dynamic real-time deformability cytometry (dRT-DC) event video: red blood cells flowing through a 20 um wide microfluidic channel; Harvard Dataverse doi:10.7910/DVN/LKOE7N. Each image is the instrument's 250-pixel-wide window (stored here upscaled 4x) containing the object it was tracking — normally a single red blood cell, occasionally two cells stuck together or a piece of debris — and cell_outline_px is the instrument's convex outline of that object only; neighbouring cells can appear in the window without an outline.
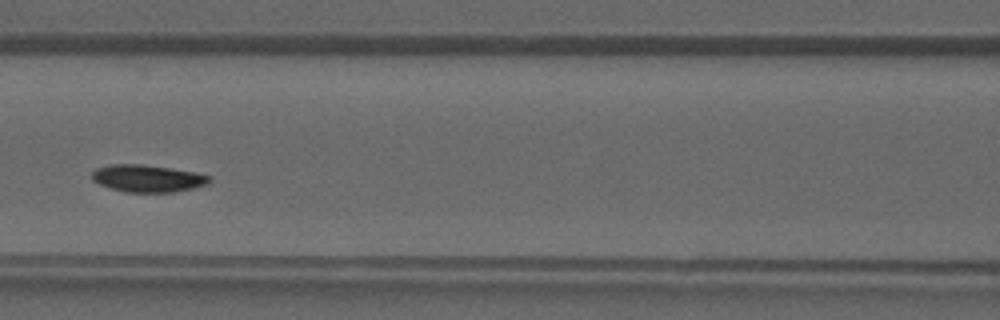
{"species": "common noctule bat (a hibernating species)", "species_latin": "Nyctalus noctula", "temperature_condition": "warm", "stored_images_in_passage": 34, "camera_frame_rate_fps": 3000, "um_per_image_px": 0.085, "animal": {"sex": "male", "forearm_length_mm": 52.5}, "frame": {"image": 1, "passage_image": 11, "time_ms": 3.333, "image_size_px": [1000, 320], "cell_outline_px": [[212, 180], [208, 184], [192, 188], [172, 192], [124, 192], [100, 184], [92, 180], [92, 172], [96, 168], [112, 164], [140, 164], [168, 168], [192, 172], [212, 176]], "centroid_in_image_um": [12.54, 15.16], "position_along_channel_um": 154.1, "area_um2": 18.44}}
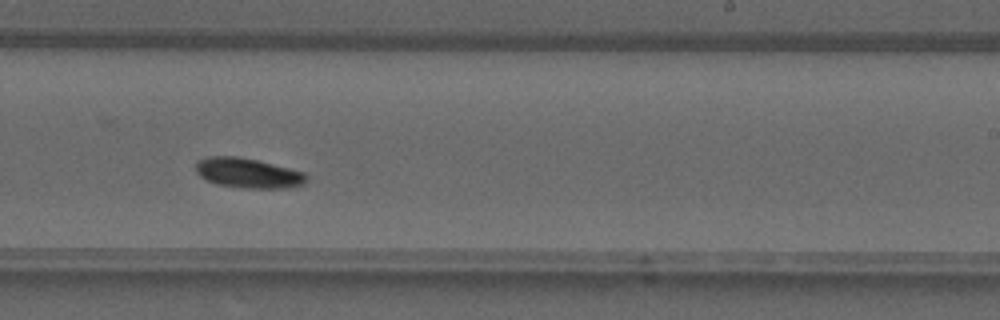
{"frame": {"image": 2, "passage_image": 18, "time_ms": 5.667, "image_size_px": [1000, 320], "cell_outline_px": [[308, 180], [304, 184], [292, 188], [244, 188], [216, 184], [204, 180], [196, 172], [196, 160], [208, 156], [240, 156], [304, 172], [308, 176]], "centroid_in_image_um": [21.07, 14.71], "position_along_channel_um": 267.9, "area_um2": 19.54}}
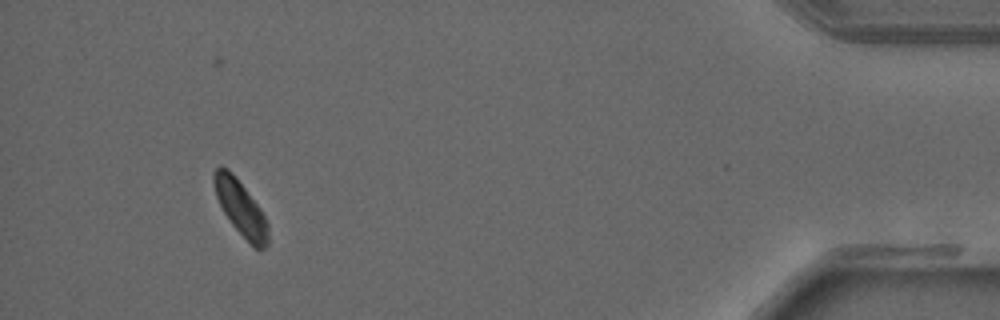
{"frame": {"image": 3, "passage_image": 31, "time_ms": 10.0, "image_size_px": [1000, 320], "cell_outline_px": [[268, 244], [264, 248], [256, 248], [232, 224], [224, 212], [216, 196], [212, 180], [212, 172], [220, 164], [228, 168], [232, 172], [260, 208], [268, 224]], "centroid_in_image_um": [20.42, 17.61], "position_along_channel_um": 414.8, "area_um2": 17.05}}